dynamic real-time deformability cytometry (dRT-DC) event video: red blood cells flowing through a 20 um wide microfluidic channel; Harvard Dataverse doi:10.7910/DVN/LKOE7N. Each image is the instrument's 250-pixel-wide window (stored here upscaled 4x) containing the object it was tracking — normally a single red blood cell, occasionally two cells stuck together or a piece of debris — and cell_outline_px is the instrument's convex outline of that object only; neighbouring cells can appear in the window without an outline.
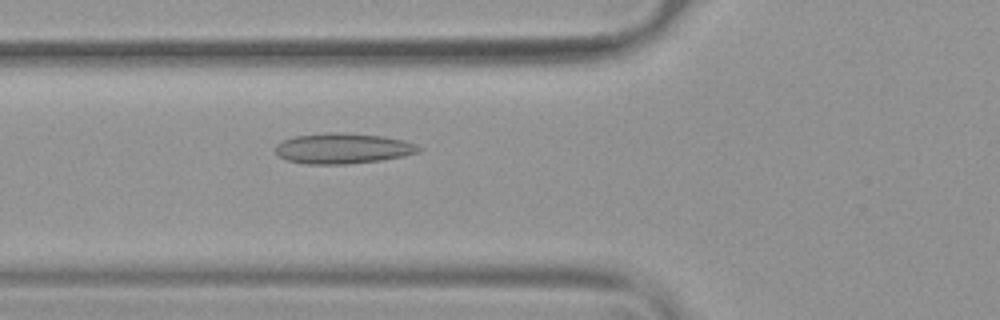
{"species": "common noctule bat (a hibernating species)", "species_latin": "Nyctalus noctula", "temperature_condition": "warm", "stored_images_in_passage": 33, "camera_frame_rate_fps": 3000, "um_per_image_px": 0.085, "animal": {"sex": "female", "body_mass_g": 19.9}, "frame": {"image": 1, "passage_image": 5, "time_ms": 1.333, "image_size_px": [1000, 320], "cell_outline_px": [[424, 148], [420, 152], [404, 156], [380, 160], [348, 164], [308, 164], [288, 160], [280, 156], [276, 152], [276, 144], [284, 140], [296, 136], [328, 132], [340, 132], [384, 136], [404, 140], [416, 144]], "centroid_in_image_um": [29.2, 12.61], "position_along_channel_um": 96.6, "area_um2": 25.49}}
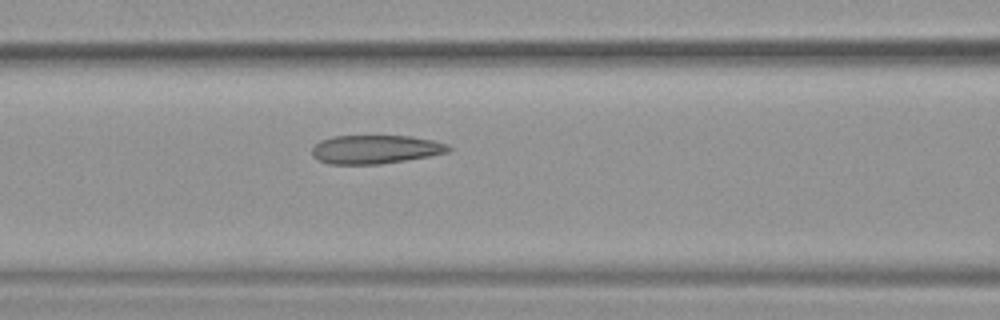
{"frame": {"image": 2, "passage_image": 8, "time_ms": 2.333, "image_size_px": [1000, 320], "cell_outline_px": [[452, 148], [448, 152], [428, 156], [380, 164], [328, 164], [312, 156], [312, 148], [320, 140], [332, 136], [412, 136], [432, 140], [448, 144]], "centroid_in_image_um": [31.9, 12.69], "position_along_channel_um": 134.7, "area_um2": 22.72}}
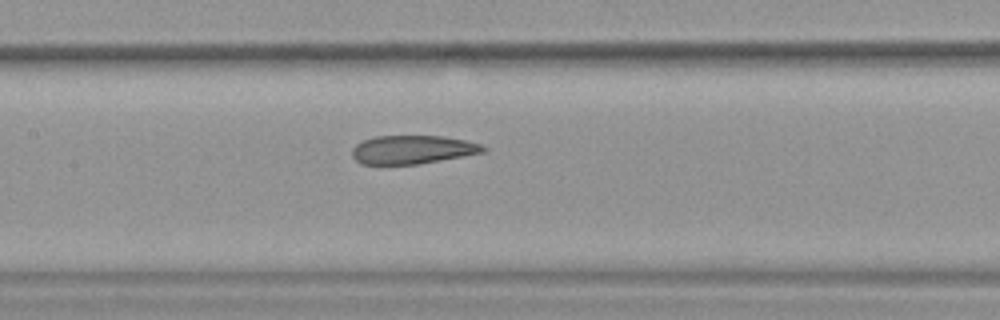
{"frame": {"image": 3, "passage_image": 11, "time_ms": 3.333, "image_size_px": [1000, 320], "cell_outline_px": [[488, 148], [484, 152], [464, 156], [416, 164], [360, 164], [352, 156], [352, 148], [356, 144], [364, 140], [376, 136], [444, 136], [464, 140], [480, 144]], "centroid_in_image_um": [35.05, 12.71], "position_along_channel_um": 172.3, "area_um2": 21.68}, "authors_computed_cell_mechanics": {"area_um2": 23.2356, "velocity_mm_per_s": 3.7707, "shape_relaxation_time_tau1_ms": null, "shape_relaxation_time_tau2_ms": 2.2915, "deformation_change_tau1": null, "deformation_change_tau2": 0.0937}}